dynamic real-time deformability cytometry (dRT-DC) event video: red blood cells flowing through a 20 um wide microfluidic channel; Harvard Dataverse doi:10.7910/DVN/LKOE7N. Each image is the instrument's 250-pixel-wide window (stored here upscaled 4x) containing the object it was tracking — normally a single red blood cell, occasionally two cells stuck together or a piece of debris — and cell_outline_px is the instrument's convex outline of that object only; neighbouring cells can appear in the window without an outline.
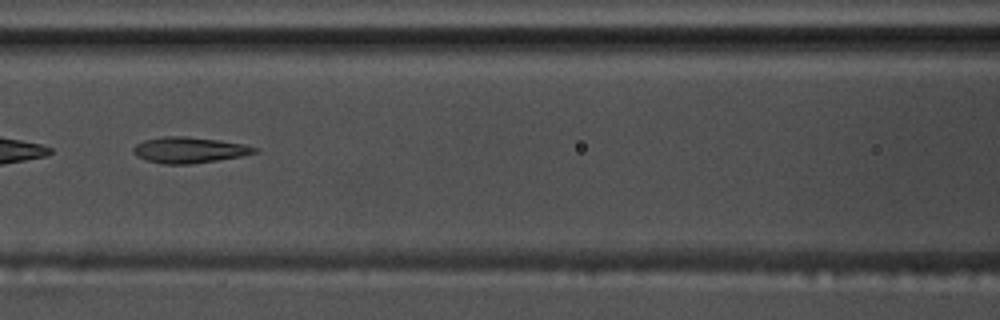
{"species": "common noctule bat (a hibernating species)", "species_latin": "Nyctalus noctula", "temperature_condition": "warm", "stored_images_in_passage": 42, "camera_frame_rate_fps": 3000, "um_per_image_px": 0.085, "animal": {"sex": "male", "body_mass_g": 17.5, "forearm_length_mm": 52.3}, "frame": {"image": 1, "passage_image": 13, "time_ms": 4.0, "image_size_px": [1000, 320], "cell_outline_px": [[260, 152], [240, 156], [192, 164], [164, 164], [144, 160], [136, 156], [132, 152], [132, 148], [136, 144], [144, 140], [160, 136], [188, 136], [220, 140], [244, 144], [260, 148]], "centroid_in_image_um": [16.07, 12.74], "position_along_channel_um": 150.5, "area_um2": 18.61}}
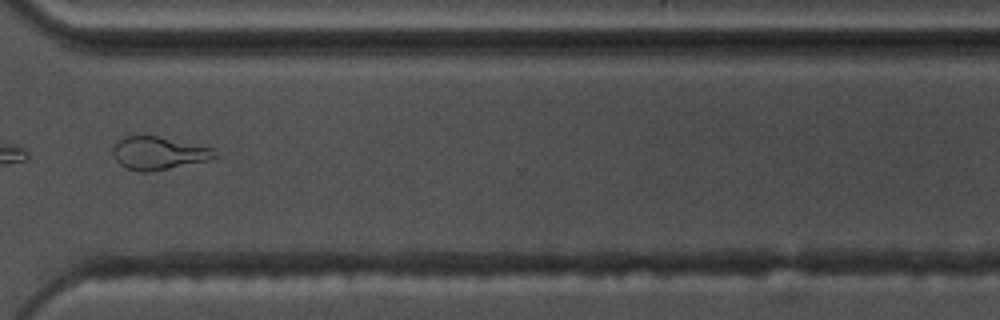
{"frame": {"image": 2, "passage_image": 30, "time_ms": 9.667, "image_size_px": [1000, 320], "cell_outline_px": [[220, 156], [208, 160], [148, 172], [140, 172], [124, 168], [116, 160], [112, 152], [112, 148], [116, 140], [124, 136], [156, 136], [212, 148]], "centroid_in_image_um": [13.42, 13.02], "position_along_channel_um": 357.2, "area_um2": 19.42}, "authors_computed_cell_mechanics": {"area_um2": 18.496, "velocity_mm_per_s": 3.6543, "shape_relaxation_time_tau1_ms": 8.5745, "shape_relaxation_time_tau2_ms": 2.5245, "deformation_change_tau1": 0.2858, "deformation_change_tau2": 0.1391}}